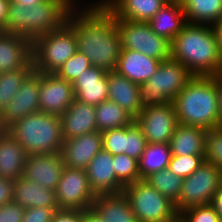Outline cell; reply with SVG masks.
Segmentation results:
<instances>
[{"instance_id":"1","label":"cell","mask_w":222,"mask_h":222,"mask_svg":"<svg viewBox=\"0 0 222 222\" xmlns=\"http://www.w3.org/2000/svg\"><path fill=\"white\" fill-rule=\"evenodd\" d=\"M83 9L72 8L66 19L75 31L77 50L89 59L92 66L114 71L121 51L116 18L107 8L84 6Z\"/></svg>"},{"instance_id":"2","label":"cell","mask_w":222,"mask_h":222,"mask_svg":"<svg viewBox=\"0 0 222 222\" xmlns=\"http://www.w3.org/2000/svg\"><path fill=\"white\" fill-rule=\"evenodd\" d=\"M170 58L194 76H213L222 71V54L211 25L187 23L171 41Z\"/></svg>"},{"instance_id":"3","label":"cell","mask_w":222,"mask_h":222,"mask_svg":"<svg viewBox=\"0 0 222 222\" xmlns=\"http://www.w3.org/2000/svg\"><path fill=\"white\" fill-rule=\"evenodd\" d=\"M172 103L178 123L206 130L220 127L216 75L193 76Z\"/></svg>"},{"instance_id":"4","label":"cell","mask_w":222,"mask_h":222,"mask_svg":"<svg viewBox=\"0 0 222 222\" xmlns=\"http://www.w3.org/2000/svg\"><path fill=\"white\" fill-rule=\"evenodd\" d=\"M70 11L71 8L63 0H44L27 8L9 2L3 32L23 36L33 43L38 37L59 29Z\"/></svg>"},{"instance_id":"5","label":"cell","mask_w":222,"mask_h":222,"mask_svg":"<svg viewBox=\"0 0 222 222\" xmlns=\"http://www.w3.org/2000/svg\"><path fill=\"white\" fill-rule=\"evenodd\" d=\"M7 131L28 155L56 153L62 150L64 140L58 115L40 111L28 114L12 124Z\"/></svg>"},{"instance_id":"6","label":"cell","mask_w":222,"mask_h":222,"mask_svg":"<svg viewBox=\"0 0 222 222\" xmlns=\"http://www.w3.org/2000/svg\"><path fill=\"white\" fill-rule=\"evenodd\" d=\"M193 76L179 61L172 58L161 61L150 79L139 84L142 107L172 102Z\"/></svg>"},{"instance_id":"7","label":"cell","mask_w":222,"mask_h":222,"mask_svg":"<svg viewBox=\"0 0 222 222\" xmlns=\"http://www.w3.org/2000/svg\"><path fill=\"white\" fill-rule=\"evenodd\" d=\"M76 51L75 31L65 22L59 29L38 37L32 43L34 70L56 73Z\"/></svg>"},{"instance_id":"8","label":"cell","mask_w":222,"mask_h":222,"mask_svg":"<svg viewBox=\"0 0 222 222\" xmlns=\"http://www.w3.org/2000/svg\"><path fill=\"white\" fill-rule=\"evenodd\" d=\"M123 193L139 222H172L179 217L175 203L145 179L126 185Z\"/></svg>"},{"instance_id":"9","label":"cell","mask_w":222,"mask_h":222,"mask_svg":"<svg viewBox=\"0 0 222 222\" xmlns=\"http://www.w3.org/2000/svg\"><path fill=\"white\" fill-rule=\"evenodd\" d=\"M116 25L121 38V49L138 51L161 61L170 58L171 42L158 36L149 22L116 19Z\"/></svg>"},{"instance_id":"10","label":"cell","mask_w":222,"mask_h":222,"mask_svg":"<svg viewBox=\"0 0 222 222\" xmlns=\"http://www.w3.org/2000/svg\"><path fill=\"white\" fill-rule=\"evenodd\" d=\"M222 184V171L212 163L203 162L191 175L183 179L180 196L175 203L180 213L184 209L210 204Z\"/></svg>"},{"instance_id":"11","label":"cell","mask_w":222,"mask_h":222,"mask_svg":"<svg viewBox=\"0 0 222 222\" xmlns=\"http://www.w3.org/2000/svg\"><path fill=\"white\" fill-rule=\"evenodd\" d=\"M56 200L59 208L86 210L92 208L96 194L84 169L65 167L58 183Z\"/></svg>"},{"instance_id":"12","label":"cell","mask_w":222,"mask_h":222,"mask_svg":"<svg viewBox=\"0 0 222 222\" xmlns=\"http://www.w3.org/2000/svg\"><path fill=\"white\" fill-rule=\"evenodd\" d=\"M147 143H169L178 125L173 103L144 107L135 117Z\"/></svg>"},{"instance_id":"13","label":"cell","mask_w":222,"mask_h":222,"mask_svg":"<svg viewBox=\"0 0 222 222\" xmlns=\"http://www.w3.org/2000/svg\"><path fill=\"white\" fill-rule=\"evenodd\" d=\"M40 72L33 70L23 81L14 99L0 113V123L3 130L28 114L39 112Z\"/></svg>"},{"instance_id":"14","label":"cell","mask_w":222,"mask_h":222,"mask_svg":"<svg viewBox=\"0 0 222 222\" xmlns=\"http://www.w3.org/2000/svg\"><path fill=\"white\" fill-rule=\"evenodd\" d=\"M39 111L61 116L74 101L71 82L59 78L55 73H40Z\"/></svg>"},{"instance_id":"15","label":"cell","mask_w":222,"mask_h":222,"mask_svg":"<svg viewBox=\"0 0 222 222\" xmlns=\"http://www.w3.org/2000/svg\"><path fill=\"white\" fill-rule=\"evenodd\" d=\"M65 168L61 152L47 154H29L23 177L35 181L44 188L56 191Z\"/></svg>"},{"instance_id":"16","label":"cell","mask_w":222,"mask_h":222,"mask_svg":"<svg viewBox=\"0 0 222 222\" xmlns=\"http://www.w3.org/2000/svg\"><path fill=\"white\" fill-rule=\"evenodd\" d=\"M113 166V155L102 148L85 169L96 195L123 193L125 186L117 179Z\"/></svg>"},{"instance_id":"17","label":"cell","mask_w":222,"mask_h":222,"mask_svg":"<svg viewBox=\"0 0 222 222\" xmlns=\"http://www.w3.org/2000/svg\"><path fill=\"white\" fill-rule=\"evenodd\" d=\"M34 68L32 42L23 36L0 31V73Z\"/></svg>"},{"instance_id":"18","label":"cell","mask_w":222,"mask_h":222,"mask_svg":"<svg viewBox=\"0 0 222 222\" xmlns=\"http://www.w3.org/2000/svg\"><path fill=\"white\" fill-rule=\"evenodd\" d=\"M102 148V132L100 131L66 139L63 141L61 150L64 165L85 170Z\"/></svg>"},{"instance_id":"19","label":"cell","mask_w":222,"mask_h":222,"mask_svg":"<svg viewBox=\"0 0 222 222\" xmlns=\"http://www.w3.org/2000/svg\"><path fill=\"white\" fill-rule=\"evenodd\" d=\"M107 73L102 68L91 66L85 73L80 74L72 83L75 99L94 106L107 101Z\"/></svg>"},{"instance_id":"20","label":"cell","mask_w":222,"mask_h":222,"mask_svg":"<svg viewBox=\"0 0 222 222\" xmlns=\"http://www.w3.org/2000/svg\"><path fill=\"white\" fill-rule=\"evenodd\" d=\"M63 140L97 130L95 106L76 99L60 116Z\"/></svg>"},{"instance_id":"21","label":"cell","mask_w":222,"mask_h":222,"mask_svg":"<svg viewBox=\"0 0 222 222\" xmlns=\"http://www.w3.org/2000/svg\"><path fill=\"white\" fill-rule=\"evenodd\" d=\"M160 63L161 60L146 56L138 51L121 49L114 71L139 85L150 79Z\"/></svg>"},{"instance_id":"22","label":"cell","mask_w":222,"mask_h":222,"mask_svg":"<svg viewBox=\"0 0 222 222\" xmlns=\"http://www.w3.org/2000/svg\"><path fill=\"white\" fill-rule=\"evenodd\" d=\"M108 101L117 103L134 118L143 109L139 100V85L115 71L107 73Z\"/></svg>"},{"instance_id":"23","label":"cell","mask_w":222,"mask_h":222,"mask_svg":"<svg viewBox=\"0 0 222 222\" xmlns=\"http://www.w3.org/2000/svg\"><path fill=\"white\" fill-rule=\"evenodd\" d=\"M28 154L7 130L0 131V177L16 180L23 176Z\"/></svg>"},{"instance_id":"24","label":"cell","mask_w":222,"mask_h":222,"mask_svg":"<svg viewBox=\"0 0 222 222\" xmlns=\"http://www.w3.org/2000/svg\"><path fill=\"white\" fill-rule=\"evenodd\" d=\"M13 202L25 209L29 207H53L59 209L55 191L23 176L14 180Z\"/></svg>"},{"instance_id":"25","label":"cell","mask_w":222,"mask_h":222,"mask_svg":"<svg viewBox=\"0 0 222 222\" xmlns=\"http://www.w3.org/2000/svg\"><path fill=\"white\" fill-rule=\"evenodd\" d=\"M152 30L170 42L187 24L180 0L167 2L149 21Z\"/></svg>"},{"instance_id":"26","label":"cell","mask_w":222,"mask_h":222,"mask_svg":"<svg viewBox=\"0 0 222 222\" xmlns=\"http://www.w3.org/2000/svg\"><path fill=\"white\" fill-rule=\"evenodd\" d=\"M92 209L105 222H139L124 193L98 194Z\"/></svg>"},{"instance_id":"27","label":"cell","mask_w":222,"mask_h":222,"mask_svg":"<svg viewBox=\"0 0 222 222\" xmlns=\"http://www.w3.org/2000/svg\"><path fill=\"white\" fill-rule=\"evenodd\" d=\"M170 0H114L107 9L116 19L149 22Z\"/></svg>"},{"instance_id":"28","label":"cell","mask_w":222,"mask_h":222,"mask_svg":"<svg viewBox=\"0 0 222 222\" xmlns=\"http://www.w3.org/2000/svg\"><path fill=\"white\" fill-rule=\"evenodd\" d=\"M206 129L178 123L170 139L171 154L176 156L204 155Z\"/></svg>"},{"instance_id":"29","label":"cell","mask_w":222,"mask_h":222,"mask_svg":"<svg viewBox=\"0 0 222 222\" xmlns=\"http://www.w3.org/2000/svg\"><path fill=\"white\" fill-rule=\"evenodd\" d=\"M187 23L213 25L222 16V0H180Z\"/></svg>"},{"instance_id":"30","label":"cell","mask_w":222,"mask_h":222,"mask_svg":"<svg viewBox=\"0 0 222 222\" xmlns=\"http://www.w3.org/2000/svg\"><path fill=\"white\" fill-rule=\"evenodd\" d=\"M171 156L169 143H147L145 151L138 160L141 180L151 173L168 169Z\"/></svg>"},{"instance_id":"31","label":"cell","mask_w":222,"mask_h":222,"mask_svg":"<svg viewBox=\"0 0 222 222\" xmlns=\"http://www.w3.org/2000/svg\"><path fill=\"white\" fill-rule=\"evenodd\" d=\"M95 110L97 130L100 132L130 126L135 121V118L124 108L108 100L96 105Z\"/></svg>"},{"instance_id":"32","label":"cell","mask_w":222,"mask_h":222,"mask_svg":"<svg viewBox=\"0 0 222 222\" xmlns=\"http://www.w3.org/2000/svg\"><path fill=\"white\" fill-rule=\"evenodd\" d=\"M145 181L172 202L178 201L183 179L169 169L151 173L145 178Z\"/></svg>"},{"instance_id":"33","label":"cell","mask_w":222,"mask_h":222,"mask_svg":"<svg viewBox=\"0 0 222 222\" xmlns=\"http://www.w3.org/2000/svg\"><path fill=\"white\" fill-rule=\"evenodd\" d=\"M34 68H20L0 73V113L14 99L23 81Z\"/></svg>"},{"instance_id":"34","label":"cell","mask_w":222,"mask_h":222,"mask_svg":"<svg viewBox=\"0 0 222 222\" xmlns=\"http://www.w3.org/2000/svg\"><path fill=\"white\" fill-rule=\"evenodd\" d=\"M114 171L117 179L124 185L141 180L139 162L127 154L113 155Z\"/></svg>"},{"instance_id":"35","label":"cell","mask_w":222,"mask_h":222,"mask_svg":"<svg viewBox=\"0 0 222 222\" xmlns=\"http://www.w3.org/2000/svg\"><path fill=\"white\" fill-rule=\"evenodd\" d=\"M89 59L78 50L55 73L59 78L73 83L82 73L91 67Z\"/></svg>"},{"instance_id":"36","label":"cell","mask_w":222,"mask_h":222,"mask_svg":"<svg viewBox=\"0 0 222 222\" xmlns=\"http://www.w3.org/2000/svg\"><path fill=\"white\" fill-rule=\"evenodd\" d=\"M204 159L222 171V127L206 131Z\"/></svg>"},{"instance_id":"37","label":"cell","mask_w":222,"mask_h":222,"mask_svg":"<svg viewBox=\"0 0 222 222\" xmlns=\"http://www.w3.org/2000/svg\"><path fill=\"white\" fill-rule=\"evenodd\" d=\"M146 145V138L135 121L130 126H125V154L139 160Z\"/></svg>"},{"instance_id":"38","label":"cell","mask_w":222,"mask_h":222,"mask_svg":"<svg viewBox=\"0 0 222 222\" xmlns=\"http://www.w3.org/2000/svg\"><path fill=\"white\" fill-rule=\"evenodd\" d=\"M204 161V155H172L168 169L175 175L185 179L203 164Z\"/></svg>"},{"instance_id":"39","label":"cell","mask_w":222,"mask_h":222,"mask_svg":"<svg viewBox=\"0 0 222 222\" xmlns=\"http://www.w3.org/2000/svg\"><path fill=\"white\" fill-rule=\"evenodd\" d=\"M179 216L185 222H219L220 216L210 204L195 205L184 209Z\"/></svg>"},{"instance_id":"40","label":"cell","mask_w":222,"mask_h":222,"mask_svg":"<svg viewBox=\"0 0 222 222\" xmlns=\"http://www.w3.org/2000/svg\"><path fill=\"white\" fill-rule=\"evenodd\" d=\"M102 146L112 155L125 154V126L103 131Z\"/></svg>"},{"instance_id":"41","label":"cell","mask_w":222,"mask_h":222,"mask_svg":"<svg viewBox=\"0 0 222 222\" xmlns=\"http://www.w3.org/2000/svg\"><path fill=\"white\" fill-rule=\"evenodd\" d=\"M55 211L53 207H29L25 209L22 222H51Z\"/></svg>"},{"instance_id":"42","label":"cell","mask_w":222,"mask_h":222,"mask_svg":"<svg viewBox=\"0 0 222 222\" xmlns=\"http://www.w3.org/2000/svg\"><path fill=\"white\" fill-rule=\"evenodd\" d=\"M25 208L16 202L0 206V222H22Z\"/></svg>"},{"instance_id":"43","label":"cell","mask_w":222,"mask_h":222,"mask_svg":"<svg viewBox=\"0 0 222 222\" xmlns=\"http://www.w3.org/2000/svg\"><path fill=\"white\" fill-rule=\"evenodd\" d=\"M51 222H83V210L59 208Z\"/></svg>"},{"instance_id":"44","label":"cell","mask_w":222,"mask_h":222,"mask_svg":"<svg viewBox=\"0 0 222 222\" xmlns=\"http://www.w3.org/2000/svg\"><path fill=\"white\" fill-rule=\"evenodd\" d=\"M14 193V180L0 177V206L11 202Z\"/></svg>"},{"instance_id":"45","label":"cell","mask_w":222,"mask_h":222,"mask_svg":"<svg viewBox=\"0 0 222 222\" xmlns=\"http://www.w3.org/2000/svg\"><path fill=\"white\" fill-rule=\"evenodd\" d=\"M211 28L215 35L219 52L222 54V16L213 25H211Z\"/></svg>"},{"instance_id":"46","label":"cell","mask_w":222,"mask_h":222,"mask_svg":"<svg viewBox=\"0 0 222 222\" xmlns=\"http://www.w3.org/2000/svg\"><path fill=\"white\" fill-rule=\"evenodd\" d=\"M210 205L215 209L220 217H222V184L214 194Z\"/></svg>"},{"instance_id":"47","label":"cell","mask_w":222,"mask_h":222,"mask_svg":"<svg viewBox=\"0 0 222 222\" xmlns=\"http://www.w3.org/2000/svg\"><path fill=\"white\" fill-rule=\"evenodd\" d=\"M9 0H0V31L5 29Z\"/></svg>"},{"instance_id":"48","label":"cell","mask_w":222,"mask_h":222,"mask_svg":"<svg viewBox=\"0 0 222 222\" xmlns=\"http://www.w3.org/2000/svg\"><path fill=\"white\" fill-rule=\"evenodd\" d=\"M83 222H105L92 208L83 210Z\"/></svg>"},{"instance_id":"49","label":"cell","mask_w":222,"mask_h":222,"mask_svg":"<svg viewBox=\"0 0 222 222\" xmlns=\"http://www.w3.org/2000/svg\"><path fill=\"white\" fill-rule=\"evenodd\" d=\"M216 87L218 90V101L220 111V127H222V71L216 75Z\"/></svg>"},{"instance_id":"50","label":"cell","mask_w":222,"mask_h":222,"mask_svg":"<svg viewBox=\"0 0 222 222\" xmlns=\"http://www.w3.org/2000/svg\"><path fill=\"white\" fill-rule=\"evenodd\" d=\"M9 1L10 2H16L21 6L24 5L27 8V7H30V6H35L36 4L41 3L44 0H9Z\"/></svg>"},{"instance_id":"51","label":"cell","mask_w":222,"mask_h":222,"mask_svg":"<svg viewBox=\"0 0 222 222\" xmlns=\"http://www.w3.org/2000/svg\"><path fill=\"white\" fill-rule=\"evenodd\" d=\"M114 0H100V2L89 4L88 8H107ZM91 5V6H90Z\"/></svg>"},{"instance_id":"52","label":"cell","mask_w":222,"mask_h":222,"mask_svg":"<svg viewBox=\"0 0 222 222\" xmlns=\"http://www.w3.org/2000/svg\"><path fill=\"white\" fill-rule=\"evenodd\" d=\"M71 9L76 7L77 4V0L73 1V0H63ZM76 2V3H75ZM74 4V5H73Z\"/></svg>"},{"instance_id":"53","label":"cell","mask_w":222,"mask_h":222,"mask_svg":"<svg viewBox=\"0 0 222 222\" xmlns=\"http://www.w3.org/2000/svg\"><path fill=\"white\" fill-rule=\"evenodd\" d=\"M172 222H185L180 216Z\"/></svg>"}]
</instances>
